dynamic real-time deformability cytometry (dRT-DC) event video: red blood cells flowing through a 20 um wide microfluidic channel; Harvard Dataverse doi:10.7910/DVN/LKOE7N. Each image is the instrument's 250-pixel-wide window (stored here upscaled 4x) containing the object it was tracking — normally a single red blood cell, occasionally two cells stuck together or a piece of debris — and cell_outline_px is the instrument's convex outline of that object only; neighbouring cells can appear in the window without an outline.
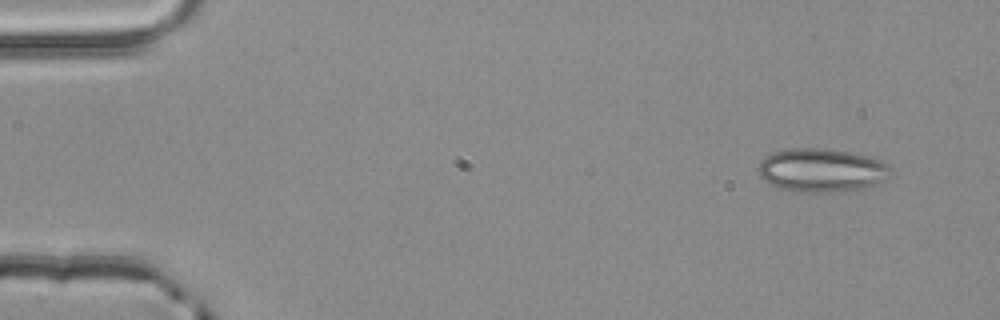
{"species": "common noctule bat (a hibernating species)", "species_latin": "Nyctalus noctula", "temperature_condition": "room temperature", "stored_images_in_passage": 3, "camera_frame_rate_fps": 3000, "um_per_image_px": 0.085, "animal": {"sex": "male", "body_mass_g": 20.4}, "frame": {"image": 1, "passage_image": 1, "time_ms": 0.0, "image_size_px": [1000, 320], "cell_outline_px": [[892, 172], [884, 180], [876, 184], [864, 188], [840, 192], [800, 192], [780, 188], [768, 184], [760, 176], [760, 160], [764, 156], [772, 152], [784, 148], [824, 148], [848, 152], [880, 160], [888, 164], [892, 168]], "centroid_in_image_um": [69.82, 14.47], "position_along_channel_um": 15.2, "area_um2": 33.76}}